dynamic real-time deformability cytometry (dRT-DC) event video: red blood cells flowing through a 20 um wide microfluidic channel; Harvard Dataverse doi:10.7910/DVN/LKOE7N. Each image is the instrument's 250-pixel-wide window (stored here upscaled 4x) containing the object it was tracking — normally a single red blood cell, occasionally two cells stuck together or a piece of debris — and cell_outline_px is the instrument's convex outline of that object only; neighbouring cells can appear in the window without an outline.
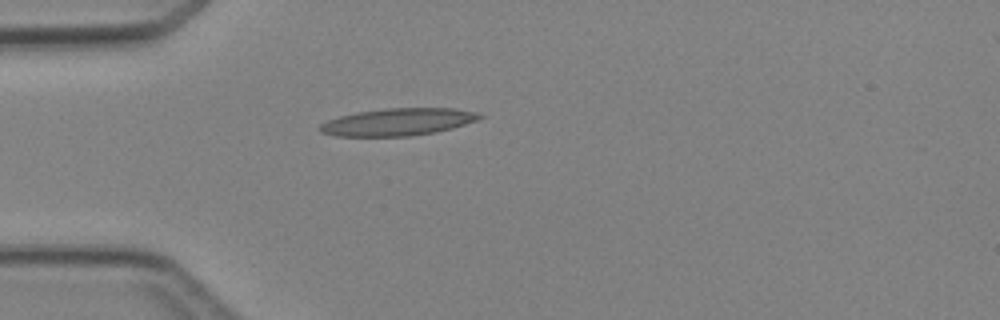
{"species": "Egyptian fruit bat (a non-hibernating species)", "species_latin": "Rousettus aegyptiacus", "temperature_condition": "cold", "stored_images_in_passage": 1, "camera_frame_rate_fps": 3000, "um_per_image_px": 0.085, "animal": {"sex": "female"}, "frame": {"image": 1, "passage_image": 1, "time_ms": 0.0, "image_size_px": [1000, 320], "cell_outline_px": [[484, 116], [480, 120], [452, 128], [436, 132], [412, 136], [336, 136], [320, 132], [316, 128], [320, 124], [328, 120], [340, 116], [356, 112], [384, 108], [456, 108], [476, 112]], "centroid_in_image_um": [33.83, 10.36], "position_along_channel_um": 51.2, "area_um2": 25.66}}